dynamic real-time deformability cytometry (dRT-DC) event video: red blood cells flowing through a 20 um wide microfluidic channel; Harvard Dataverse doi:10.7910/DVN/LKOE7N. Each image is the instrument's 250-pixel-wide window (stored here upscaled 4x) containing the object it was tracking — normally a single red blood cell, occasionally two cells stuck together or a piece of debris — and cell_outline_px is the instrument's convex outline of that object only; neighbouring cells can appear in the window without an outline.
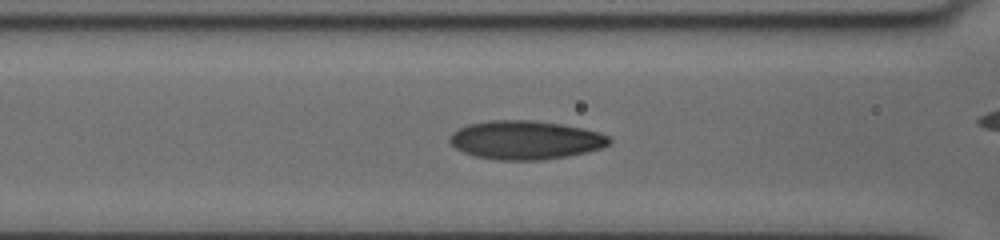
{"species": "human", "species_latin": "Homo sapiens", "temperature_condition": "cold", "stored_images_in_passage": 46, "camera_frame_rate_fps": 3000, "um_per_image_px": 0.085, "donor": {"sex": "female"}, "frame": {"image": 1, "passage_image": 7, "time_ms": 1.333, "image_size_px": [1000, 240], "cell_outline_px": [[612, 140], [608, 144], [600, 148], [584, 152], [564, 156], [540, 160], [496, 160], [476, 156], [464, 152], [456, 148], [448, 140], [452, 132], [468, 124], [488, 120], [532, 120], [560, 124], [600, 132], [608, 136]], "centroid_in_image_um": [44.63, 11.89], "position_along_channel_um": 122.0, "area_um2": 35.66}}
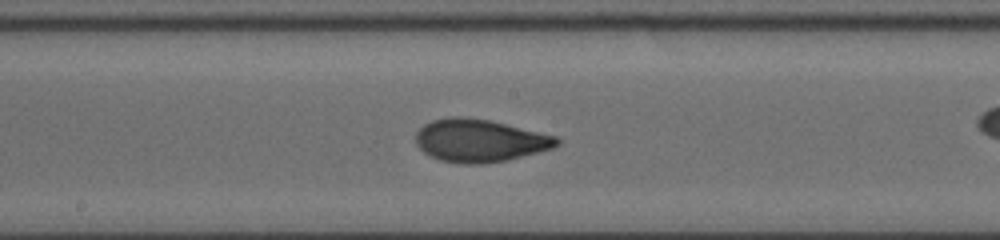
{"frame": {"image": 2, "passage_image": 20, "time_ms": 3.667, "image_size_px": [1000, 240], "cell_outline_px": [[560, 144], [552, 148], [508, 160], [480, 164], [460, 164], [440, 160], [424, 152], [416, 144], [416, 132], [424, 124], [432, 120], [448, 116], [460, 116], [488, 120], [556, 136], [560, 140]], "centroid_in_image_um": [40.75, 11.95], "position_along_channel_um": 207.4, "area_um2": 34.97}}
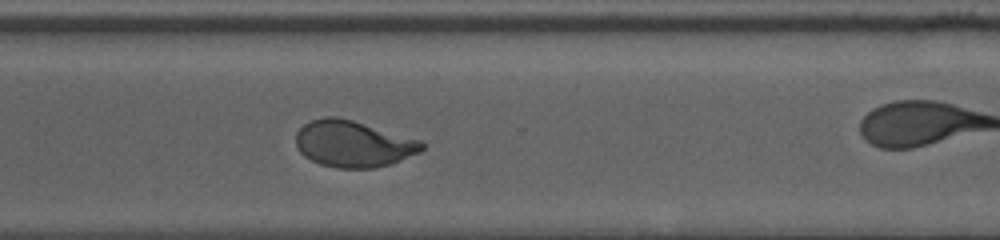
{"frame": {"image": 3, "passage_image": 33, "time_ms": 7.333, "image_size_px": [1000, 240], "cell_outline_px": [[424, 148], [420, 152], [388, 164], [376, 168], [336, 168], [320, 164], [304, 156], [300, 152], [296, 144], [296, 132], [304, 124], [312, 120], [324, 116], [336, 116], [352, 120], [420, 140], [424, 144]], "centroid_in_image_um": [29.99, 12.22], "position_along_channel_um": 340.6, "area_um2": 33.87}, "authors_computed_cell_mechanics": {"area_um2": 34.0153, "velocity_mm_per_s": 3.6572, "shape_relaxation_time_tau1_ms": 4.9788, "shape_relaxation_time_tau2_ms": 0.7955, "deformation_change_tau1": 0.1901, "deformation_change_tau2": 0.0519}}